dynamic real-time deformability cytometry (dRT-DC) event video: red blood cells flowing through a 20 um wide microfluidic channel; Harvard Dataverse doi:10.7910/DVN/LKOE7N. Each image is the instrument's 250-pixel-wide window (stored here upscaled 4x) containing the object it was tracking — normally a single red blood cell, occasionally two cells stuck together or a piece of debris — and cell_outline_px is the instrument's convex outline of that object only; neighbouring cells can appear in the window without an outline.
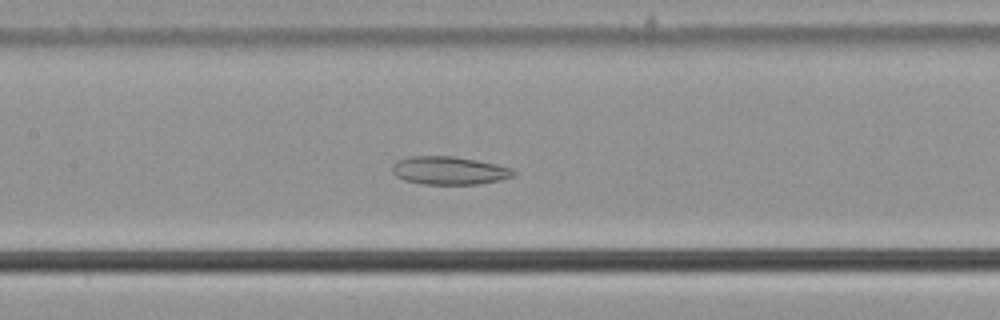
{"species": "common noctule bat (a hibernating species)", "species_latin": "Nyctalus noctula", "temperature_condition": "cold", "stored_images_in_passage": 56, "camera_frame_rate_fps": 3000, "um_per_image_px": 0.085, "animal": {"sex": "male", "body_mass_g": 21.5, "forearm_length_mm": 52.0}, "frame": {"image": 1, "passage_image": 27, "time_ms": 8.667, "image_size_px": [1000, 320], "cell_outline_px": [[516, 172], [512, 176], [500, 180], [480, 184], [424, 184], [404, 180], [396, 176], [392, 172], [392, 164], [396, 160], [412, 156], [452, 156], [476, 160], [496, 164], [512, 168]], "centroid_in_image_um": [38.16, 14.49], "position_along_channel_um": 169.2, "area_um2": 19.88}}
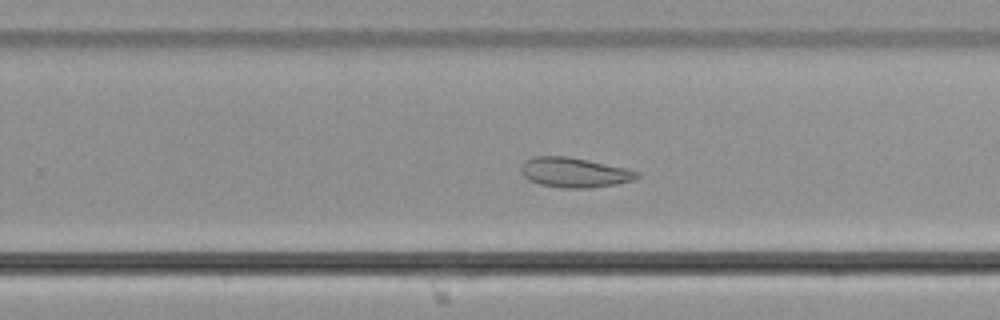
{"frame": {"image": 2, "passage_image": 36, "time_ms": 11.667, "image_size_px": [1000, 320], "cell_outline_px": [[640, 176], [632, 180], [616, 184], [588, 188], [560, 188], [540, 184], [528, 180], [524, 176], [520, 168], [524, 160], [532, 156], [568, 156], [624, 168], [640, 172]], "centroid_in_image_um": [48.77, 14.66], "position_along_channel_um": 281.0, "area_um2": 20.11}}
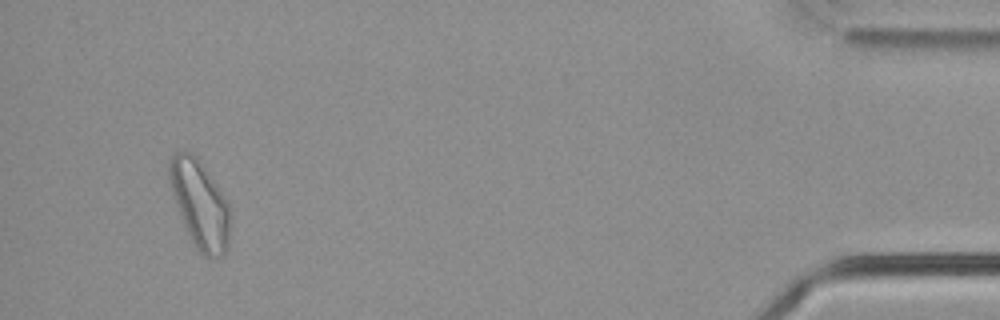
{"frame": {"image": 3, "passage_image": 53, "time_ms": 17.333, "image_size_px": [1000, 320], "cell_outline_px": [[228, 248], [220, 256], [208, 260], [196, 248], [184, 224], [176, 204], [168, 180], [168, 160], [176, 152], [188, 152], [196, 156], [200, 160], [224, 196], [228, 204]], "centroid_in_image_um": [16.96, 17.35], "position_along_channel_um": 418.2, "area_um2": 30.58}, "authors_computed_cell_mechanics": {"area_um2": 27.166, "velocity_mm_per_s": 3.7334, "shape_relaxation_time_tau1_ms": null, "shape_relaxation_time_tau2_ms": 4.3539, "deformation_change_tau1": null, "deformation_change_tau2": 0.0934}}